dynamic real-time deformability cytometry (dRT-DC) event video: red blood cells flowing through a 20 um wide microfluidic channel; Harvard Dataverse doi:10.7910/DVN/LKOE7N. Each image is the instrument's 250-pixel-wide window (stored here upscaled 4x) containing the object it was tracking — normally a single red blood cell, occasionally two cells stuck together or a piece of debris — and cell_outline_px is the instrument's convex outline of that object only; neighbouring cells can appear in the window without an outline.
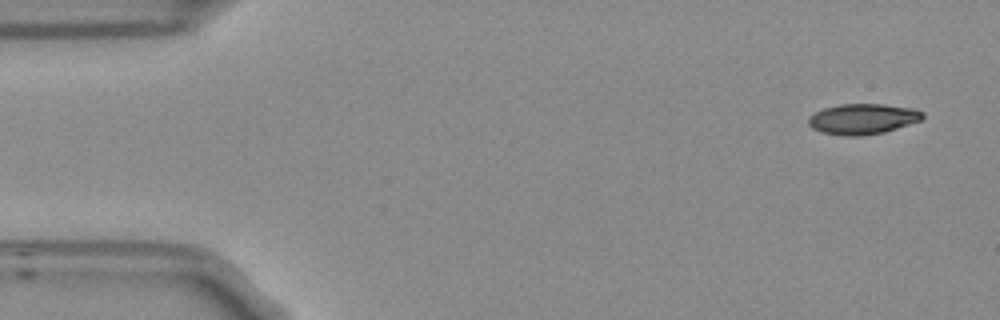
{"species": "Egyptian fruit bat (a non-hibernating species)", "species_latin": "Rousettus aegyptiacus", "temperature_condition": "room temperature", "stored_images_in_passage": 4, "camera_frame_rate_fps": 3000, "um_per_image_px": 0.085, "frame": {"image": 1, "passage_image": 1, "time_ms": 0.0, "image_size_px": [1000, 320], "cell_outline_px": [[924, 116], [920, 120], [884, 132], [860, 136], [844, 136], [824, 132], [812, 128], [808, 124], [808, 116], [824, 108], [840, 104], [884, 104], [916, 108], [924, 112]], "centroid_in_image_um": [73.34, 10.1], "position_along_channel_um": 11.7, "area_um2": 20.29}}
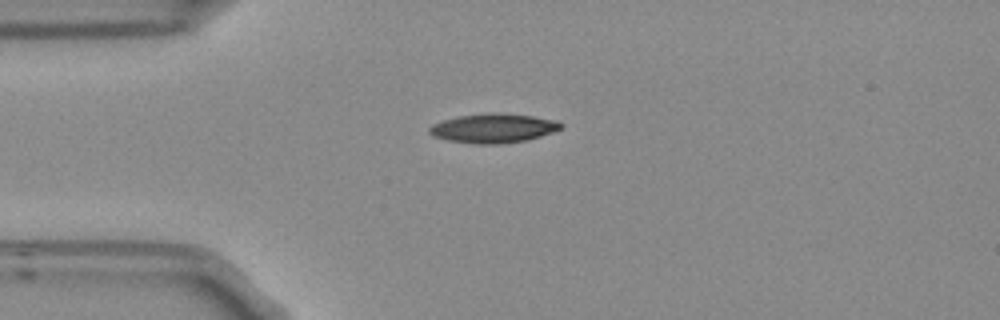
{"frame": {"image": 2, "passage_image": 4, "time_ms": 1.0, "image_size_px": [1000, 320], "cell_outline_px": [[564, 124], [560, 128], [552, 132], [528, 140], [500, 144], [476, 144], [448, 140], [432, 136], [428, 132], [428, 128], [432, 124], [456, 116], [488, 112], [500, 112], [532, 116], [556, 120]], "centroid_in_image_um": [41.91, 10.89], "position_along_channel_um": 43.1, "area_um2": 22.6}}